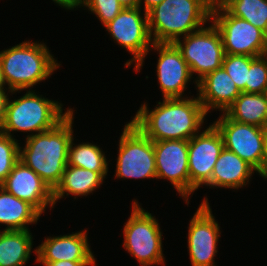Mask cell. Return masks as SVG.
Returning a JSON list of instances; mask_svg holds the SVG:
<instances>
[{
	"mask_svg": "<svg viewBox=\"0 0 267 266\" xmlns=\"http://www.w3.org/2000/svg\"><path fill=\"white\" fill-rule=\"evenodd\" d=\"M96 261H56V262H39L43 266H96Z\"/></svg>",
	"mask_w": 267,
	"mask_h": 266,
	"instance_id": "cell-30",
	"label": "cell"
},
{
	"mask_svg": "<svg viewBox=\"0 0 267 266\" xmlns=\"http://www.w3.org/2000/svg\"><path fill=\"white\" fill-rule=\"evenodd\" d=\"M74 137L68 149V165L99 172L104 178L108 172V162L105 153L99 146L89 142L74 145ZM74 145V146H73Z\"/></svg>",
	"mask_w": 267,
	"mask_h": 266,
	"instance_id": "cell-24",
	"label": "cell"
},
{
	"mask_svg": "<svg viewBox=\"0 0 267 266\" xmlns=\"http://www.w3.org/2000/svg\"><path fill=\"white\" fill-rule=\"evenodd\" d=\"M7 192L31 204L40 214L53 208L52 190L31 168L18 160L0 185Z\"/></svg>",
	"mask_w": 267,
	"mask_h": 266,
	"instance_id": "cell-16",
	"label": "cell"
},
{
	"mask_svg": "<svg viewBox=\"0 0 267 266\" xmlns=\"http://www.w3.org/2000/svg\"><path fill=\"white\" fill-rule=\"evenodd\" d=\"M6 85L5 80L3 78V72L1 69V65H0V88H4V86Z\"/></svg>",
	"mask_w": 267,
	"mask_h": 266,
	"instance_id": "cell-36",
	"label": "cell"
},
{
	"mask_svg": "<svg viewBox=\"0 0 267 266\" xmlns=\"http://www.w3.org/2000/svg\"><path fill=\"white\" fill-rule=\"evenodd\" d=\"M151 47L159 51L156 72L163 98H182L192 75L181 51L174 43H153Z\"/></svg>",
	"mask_w": 267,
	"mask_h": 266,
	"instance_id": "cell-15",
	"label": "cell"
},
{
	"mask_svg": "<svg viewBox=\"0 0 267 266\" xmlns=\"http://www.w3.org/2000/svg\"><path fill=\"white\" fill-rule=\"evenodd\" d=\"M73 112L71 110L53 129L28 135L25 148L19 147V160L39 175L51 190L60 182L68 165Z\"/></svg>",
	"mask_w": 267,
	"mask_h": 266,
	"instance_id": "cell-2",
	"label": "cell"
},
{
	"mask_svg": "<svg viewBox=\"0 0 267 266\" xmlns=\"http://www.w3.org/2000/svg\"><path fill=\"white\" fill-rule=\"evenodd\" d=\"M264 94H265V96H266V99H267V89L265 90V93H264Z\"/></svg>",
	"mask_w": 267,
	"mask_h": 266,
	"instance_id": "cell-37",
	"label": "cell"
},
{
	"mask_svg": "<svg viewBox=\"0 0 267 266\" xmlns=\"http://www.w3.org/2000/svg\"><path fill=\"white\" fill-rule=\"evenodd\" d=\"M256 171L234 152L224 148L219 155L207 186L238 189L249 182Z\"/></svg>",
	"mask_w": 267,
	"mask_h": 266,
	"instance_id": "cell-19",
	"label": "cell"
},
{
	"mask_svg": "<svg viewBox=\"0 0 267 266\" xmlns=\"http://www.w3.org/2000/svg\"><path fill=\"white\" fill-rule=\"evenodd\" d=\"M53 2L65 9L72 10L80 5L81 0H53Z\"/></svg>",
	"mask_w": 267,
	"mask_h": 266,
	"instance_id": "cell-33",
	"label": "cell"
},
{
	"mask_svg": "<svg viewBox=\"0 0 267 266\" xmlns=\"http://www.w3.org/2000/svg\"><path fill=\"white\" fill-rule=\"evenodd\" d=\"M104 180V177L99 172L67 165L64 173L61 176L60 182L52 190L54 204L63 196L74 195L87 196L95 191Z\"/></svg>",
	"mask_w": 267,
	"mask_h": 266,
	"instance_id": "cell-20",
	"label": "cell"
},
{
	"mask_svg": "<svg viewBox=\"0 0 267 266\" xmlns=\"http://www.w3.org/2000/svg\"><path fill=\"white\" fill-rule=\"evenodd\" d=\"M267 89V54L254 57L250 62L246 93H265Z\"/></svg>",
	"mask_w": 267,
	"mask_h": 266,
	"instance_id": "cell-28",
	"label": "cell"
},
{
	"mask_svg": "<svg viewBox=\"0 0 267 266\" xmlns=\"http://www.w3.org/2000/svg\"><path fill=\"white\" fill-rule=\"evenodd\" d=\"M230 119L267 128V99L264 93H244L224 112Z\"/></svg>",
	"mask_w": 267,
	"mask_h": 266,
	"instance_id": "cell-22",
	"label": "cell"
},
{
	"mask_svg": "<svg viewBox=\"0 0 267 266\" xmlns=\"http://www.w3.org/2000/svg\"><path fill=\"white\" fill-rule=\"evenodd\" d=\"M211 22L220 32L225 54L253 57L267 54V35L248 21L231 15L219 2L213 3Z\"/></svg>",
	"mask_w": 267,
	"mask_h": 266,
	"instance_id": "cell-7",
	"label": "cell"
},
{
	"mask_svg": "<svg viewBox=\"0 0 267 266\" xmlns=\"http://www.w3.org/2000/svg\"><path fill=\"white\" fill-rule=\"evenodd\" d=\"M182 38L184 40H180ZM182 38L177 39L174 44L181 51L191 75H199V79L195 81L197 86V82L206 74L222 67L225 57L222 38L213 23Z\"/></svg>",
	"mask_w": 267,
	"mask_h": 266,
	"instance_id": "cell-9",
	"label": "cell"
},
{
	"mask_svg": "<svg viewBox=\"0 0 267 266\" xmlns=\"http://www.w3.org/2000/svg\"><path fill=\"white\" fill-rule=\"evenodd\" d=\"M36 262L95 261L88 244L87 230L48 237L35 249Z\"/></svg>",
	"mask_w": 267,
	"mask_h": 266,
	"instance_id": "cell-17",
	"label": "cell"
},
{
	"mask_svg": "<svg viewBox=\"0 0 267 266\" xmlns=\"http://www.w3.org/2000/svg\"><path fill=\"white\" fill-rule=\"evenodd\" d=\"M253 56L225 54L222 67L236 83L240 92L246 93L248 83V71Z\"/></svg>",
	"mask_w": 267,
	"mask_h": 266,
	"instance_id": "cell-26",
	"label": "cell"
},
{
	"mask_svg": "<svg viewBox=\"0 0 267 266\" xmlns=\"http://www.w3.org/2000/svg\"><path fill=\"white\" fill-rule=\"evenodd\" d=\"M115 178H157L153 141L131 122L119 140Z\"/></svg>",
	"mask_w": 267,
	"mask_h": 266,
	"instance_id": "cell-8",
	"label": "cell"
},
{
	"mask_svg": "<svg viewBox=\"0 0 267 266\" xmlns=\"http://www.w3.org/2000/svg\"><path fill=\"white\" fill-rule=\"evenodd\" d=\"M257 172L259 173L260 176L264 177V179L267 178V129L264 140V152L262 157V163L260 169Z\"/></svg>",
	"mask_w": 267,
	"mask_h": 266,
	"instance_id": "cell-31",
	"label": "cell"
},
{
	"mask_svg": "<svg viewBox=\"0 0 267 266\" xmlns=\"http://www.w3.org/2000/svg\"><path fill=\"white\" fill-rule=\"evenodd\" d=\"M156 177L168 179L189 204L188 140L153 141Z\"/></svg>",
	"mask_w": 267,
	"mask_h": 266,
	"instance_id": "cell-14",
	"label": "cell"
},
{
	"mask_svg": "<svg viewBox=\"0 0 267 266\" xmlns=\"http://www.w3.org/2000/svg\"><path fill=\"white\" fill-rule=\"evenodd\" d=\"M213 125L222 136L224 148L234 152L257 172L262 163L267 128L234 121L225 113Z\"/></svg>",
	"mask_w": 267,
	"mask_h": 266,
	"instance_id": "cell-11",
	"label": "cell"
},
{
	"mask_svg": "<svg viewBox=\"0 0 267 266\" xmlns=\"http://www.w3.org/2000/svg\"><path fill=\"white\" fill-rule=\"evenodd\" d=\"M8 100V94L5 93L4 88H0V125L5 116L6 103Z\"/></svg>",
	"mask_w": 267,
	"mask_h": 266,
	"instance_id": "cell-32",
	"label": "cell"
},
{
	"mask_svg": "<svg viewBox=\"0 0 267 266\" xmlns=\"http://www.w3.org/2000/svg\"><path fill=\"white\" fill-rule=\"evenodd\" d=\"M45 43L25 41L0 52L3 78L11 93L26 90L45 81L61 64Z\"/></svg>",
	"mask_w": 267,
	"mask_h": 266,
	"instance_id": "cell-4",
	"label": "cell"
},
{
	"mask_svg": "<svg viewBox=\"0 0 267 266\" xmlns=\"http://www.w3.org/2000/svg\"><path fill=\"white\" fill-rule=\"evenodd\" d=\"M105 28L114 41L133 55L125 66L128 67L135 62V71L138 72L153 44L148 29V14L144 11L142 16L139 7L123 8L111 22L105 25Z\"/></svg>",
	"mask_w": 267,
	"mask_h": 266,
	"instance_id": "cell-10",
	"label": "cell"
},
{
	"mask_svg": "<svg viewBox=\"0 0 267 266\" xmlns=\"http://www.w3.org/2000/svg\"><path fill=\"white\" fill-rule=\"evenodd\" d=\"M40 215L31 204L0 186V223L7 225L4 230H29L27 225L36 224Z\"/></svg>",
	"mask_w": 267,
	"mask_h": 266,
	"instance_id": "cell-21",
	"label": "cell"
},
{
	"mask_svg": "<svg viewBox=\"0 0 267 266\" xmlns=\"http://www.w3.org/2000/svg\"><path fill=\"white\" fill-rule=\"evenodd\" d=\"M197 88L206 113L212 109L224 113L241 93L223 67L206 74L197 82Z\"/></svg>",
	"mask_w": 267,
	"mask_h": 266,
	"instance_id": "cell-18",
	"label": "cell"
},
{
	"mask_svg": "<svg viewBox=\"0 0 267 266\" xmlns=\"http://www.w3.org/2000/svg\"><path fill=\"white\" fill-rule=\"evenodd\" d=\"M233 16L248 21L267 35V0H220Z\"/></svg>",
	"mask_w": 267,
	"mask_h": 266,
	"instance_id": "cell-25",
	"label": "cell"
},
{
	"mask_svg": "<svg viewBox=\"0 0 267 266\" xmlns=\"http://www.w3.org/2000/svg\"><path fill=\"white\" fill-rule=\"evenodd\" d=\"M30 230L0 231V266H23L31 255Z\"/></svg>",
	"mask_w": 267,
	"mask_h": 266,
	"instance_id": "cell-23",
	"label": "cell"
},
{
	"mask_svg": "<svg viewBox=\"0 0 267 266\" xmlns=\"http://www.w3.org/2000/svg\"><path fill=\"white\" fill-rule=\"evenodd\" d=\"M223 149L222 136L213 124L188 140L190 195L210 182L214 165Z\"/></svg>",
	"mask_w": 267,
	"mask_h": 266,
	"instance_id": "cell-12",
	"label": "cell"
},
{
	"mask_svg": "<svg viewBox=\"0 0 267 266\" xmlns=\"http://www.w3.org/2000/svg\"><path fill=\"white\" fill-rule=\"evenodd\" d=\"M79 6H85L105 26L111 22L123 9L118 0H81Z\"/></svg>",
	"mask_w": 267,
	"mask_h": 266,
	"instance_id": "cell-29",
	"label": "cell"
},
{
	"mask_svg": "<svg viewBox=\"0 0 267 266\" xmlns=\"http://www.w3.org/2000/svg\"><path fill=\"white\" fill-rule=\"evenodd\" d=\"M62 104L36 95L28 90L21 98L7 100L5 116L0 125V132L12 137L11 131L36 132L53 129L72 109L62 112Z\"/></svg>",
	"mask_w": 267,
	"mask_h": 266,
	"instance_id": "cell-5",
	"label": "cell"
},
{
	"mask_svg": "<svg viewBox=\"0 0 267 266\" xmlns=\"http://www.w3.org/2000/svg\"><path fill=\"white\" fill-rule=\"evenodd\" d=\"M19 144L13 137L0 132V185L19 160Z\"/></svg>",
	"mask_w": 267,
	"mask_h": 266,
	"instance_id": "cell-27",
	"label": "cell"
},
{
	"mask_svg": "<svg viewBox=\"0 0 267 266\" xmlns=\"http://www.w3.org/2000/svg\"><path fill=\"white\" fill-rule=\"evenodd\" d=\"M163 0H143L144 10L148 13L153 7L159 5ZM142 0H138V7L142 9Z\"/></svg>",
	"mask_w": 267,
	"mask_h": 266,
	"instance_id": "cell-34",
	"label": "cell"
},
{
	"mask_svg": "<svg viewBox=\"0 0 267 266\" xmlns=\"http://www.w3.org/2000/svg\"><path fill=\"white\" fill-rule=\"evenodd\" d=\"M124 249L141 266L163 265L162 232L158 220L133 201L132 212L123 229Z\"/></svg>",
	"mask_w": 267,
	"mask_h": 266,
	"instance_id": "cell-6",
	"label": "cell"
},
{
	"mask_svg": "<svg viewBox=\"0 0 267 266\" xmlns=\"http://www.w3.org/2000/svg\"><path fill=\"white\" fill-rule=\"evenodd\" d=\"M212 0H163L148 14L153 43H174L203 28L211 20ZM153 35V37H152Z\"/></svg>",
	"mask_w": 267,
	"mask_h": 266,
	"instance_id": "cell-3",
	"label": "cell"
},
{
	"mask_svg": "<svg viewBox=\"0 0 267 266\" xmlns=\"http://www.w3.org/2000/svg\"><path fill=\"white\" fill-rule=\"evenodd\" d=\"M152 111L141 105L130 121L152 141L190 140L200 133L207 115L196 98H164ZM200 128V129H199Z\"/></svg>",
	"mask_w": 267,
	"mask_h": 266,
	"instance_id": "cell-1",
	"label": "cell"
},
{
	"mask_svg": "<svg viewBox=\"0 0 267 266\" xmlns=\"http://www.w3.org/2000/svg\"><path fill=\"white\" fill-rule=\"evenodd\" d=\"M123 8H136L138 7V0H118Z\"/></svg>",
	"mask_w": 267,
	"mask_h": 266,
	"instance_id": "cell-35",
	"label": "cell"
},
{
	"mask_svg": "<svg viewBox=\"0 0 267 266\" xmlns=\"http://www.w3.org/2000/svg\"><path fill=\"white\" fill-rule=\"evenodd\" d=\"M207 199L202 201L189 224L188 251L192 266H216L214 257L221 233Z\"/></svg>",
	"mask_w": 267,
	"mask_h": 266,
	"instance_id": "cell-13",
	"label": "cell"
}]
</instances>
